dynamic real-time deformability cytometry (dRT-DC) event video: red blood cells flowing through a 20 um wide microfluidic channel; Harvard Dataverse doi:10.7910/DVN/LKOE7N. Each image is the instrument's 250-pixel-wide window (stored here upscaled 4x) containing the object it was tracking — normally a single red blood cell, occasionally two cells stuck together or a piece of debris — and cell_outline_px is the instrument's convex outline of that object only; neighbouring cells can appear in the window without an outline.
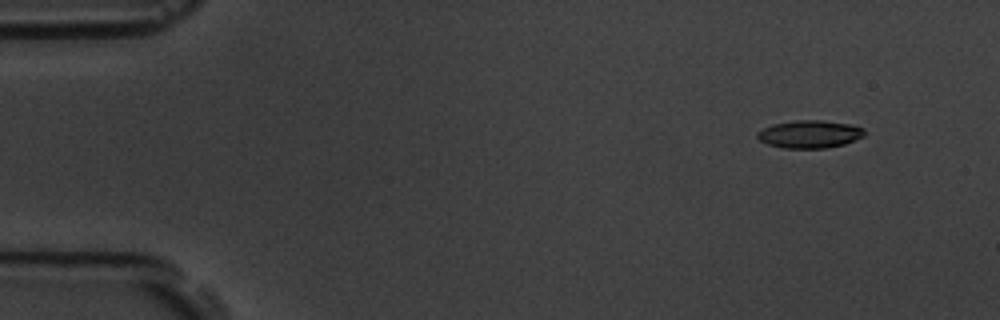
{"species": "common noctule bat (a hibernating species)", "species_latin": "Nyctalus noctula", "temperature_condition": "room temperature", "stored_images_in_passage": 4, "camera_frame_rate_fps": 3000, "um_per_image_px": 0.085, "animal": {"sex": "male", "body_mass_g": 19.5, "forearm_length_mm": 54.6}, "frame": {"image": 1, "passage_image": 1, "time_ms": 0.0, "image_size_px": [1000, 320], "cell_outline_px": [[864, 136], [844, 144], [828, 148], [784, 148], [768, 144], [760, 140], [756, 136], [756, 132], [772, 124], [796, 120], [824, 120], [848, 124], [864, 128]], "centroid_in_image_um": [68.81, 11.4], "position_along_channel_um": 16.2, "area_um2": 17.28}}
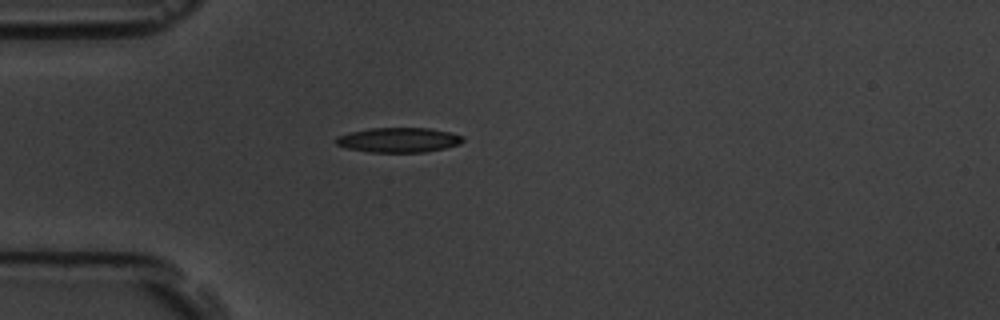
{"frame": {"image": 2, "passage_image": 4, "time_ms": 3.667, "image_size_px": [1000, 320], "cell_outline_px": [[464, 140], [460, 144], [444, 148], [424, 152], [368, 152], [348, 148], [336, 144], [336, 136], [348, 132], [368, 128], [428, 128], [448, 132], [464, 136]], "centroid_in_image_um": [33.86, 11.89], "position_along_channel_um": 51.1, "area_um2": 18.32}}